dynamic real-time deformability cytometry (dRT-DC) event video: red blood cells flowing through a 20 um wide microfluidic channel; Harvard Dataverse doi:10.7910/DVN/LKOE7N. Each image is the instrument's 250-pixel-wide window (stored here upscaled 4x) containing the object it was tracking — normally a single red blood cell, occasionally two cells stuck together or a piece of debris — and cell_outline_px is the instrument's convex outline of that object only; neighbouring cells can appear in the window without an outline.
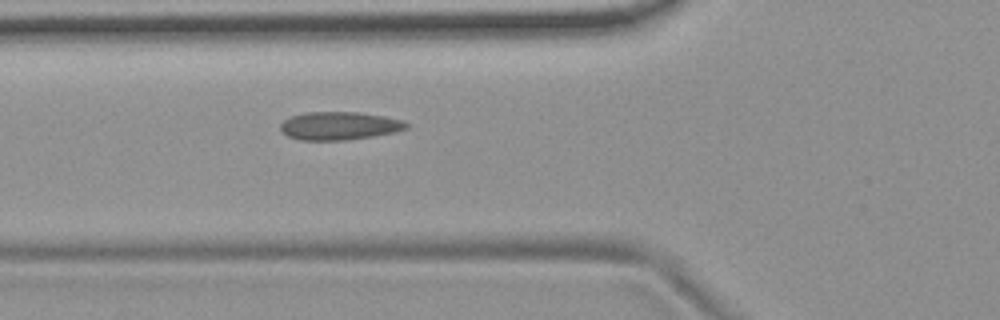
{"species": "common noctule bat (a hibernating species)", "species_latin": "Nyctalus noctula", "temperature_condition": "room temperature", "stored_images_in_passage": 6, "camera_frame_rate_fps": 3000, "um_per_image_px": 0.085, "animal": {"sex": "female", "body_mass_g": 19.9}, "frame": {"image": 1, "passage_image": 6, "time_ms": 1.667, "image_size_px": [1000, 320], "cell_outline_px": [[408, 128], [396, 132], [372, 136], [344, 140], [300, 140], [288, 136], [280, 128], [280, 124], [284, 120], [292, 116], [304, 112], [360, 112], [384, 116], [404, 120], [408, 124]], "centroid_in_image_um": [28.86, 10.69], "position_along_channel_um": 96.9, "area_um2": 20.63}}